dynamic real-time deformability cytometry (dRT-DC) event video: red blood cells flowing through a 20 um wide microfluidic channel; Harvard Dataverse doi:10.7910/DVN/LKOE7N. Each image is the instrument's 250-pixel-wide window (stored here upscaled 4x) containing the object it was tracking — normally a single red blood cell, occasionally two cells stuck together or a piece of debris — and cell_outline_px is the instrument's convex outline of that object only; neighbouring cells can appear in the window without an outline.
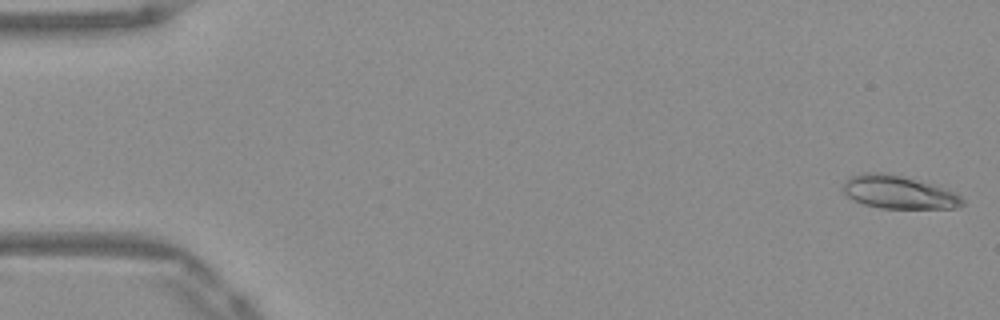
{"species": "Egyptian fruit bat (a non-hibernating species)", "species_latin": "Rousettus aegyptiacus", "temperature_condition": "warm", "stored_images_in_passage": 51, "camera_frame_rate_fps": 3000, "um_per_image_px": 0.085, "frame": {"image": 1, "passage_image": 1, "time_ms": 0.0, "image_size_px": [1000, 320], "cell_outline_px": [[964, 204], [956, 208], [880, 208], [864, 204], [848, 196], [840, 188], [848, 176], [864, 172], [888, 172], [928, 184], [952, 192], [960, 196], [964, 200]], "centroid_in_image_um": [76.29, 16.33], "position_along_channel_um": 8.7, "area_um2": 22.72}}
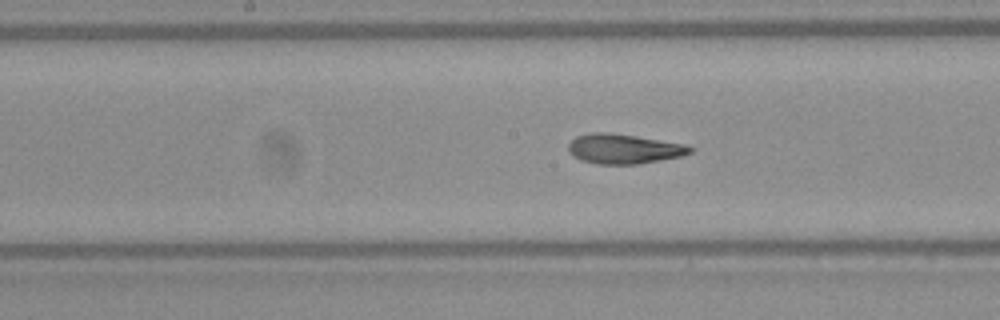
{"frame": {"image": 2, "passage_image": 26, "time_ms": 8.333, "image_size_px": [1000, 320], "cell_outline_px": [[696, 148], [692, 152], [680, 156], [660, 160], [636, 164], [596, 164], [580, 160], [572, 156], [568, 152], [568, 144], [576, 136], [588, 132], [608, 132], [636, 136], [684, 144]], "centroid_in_image_um": [52.98, 12.65], "position_along_channel_um": 195.2, "area_um2": 21.21}}
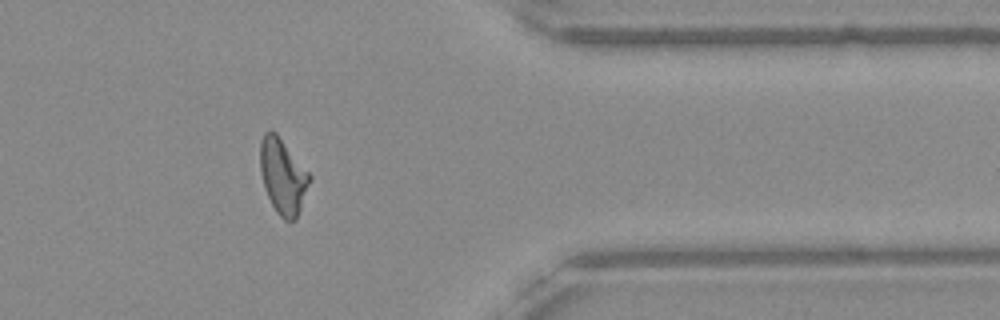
{"frame": {"image": 3, "passage_image": 42, "time_ms": 13.667, "image_size_px": [1000, 320], "cell_outline_px": [[312, 176], [296, 220], [284, 220], [276, 212], [264, 188], [260, 172], [260, 140], [264, 132], [272, 128], [276, 132]], "centroid_in_image_um": [24.02, 14.95], "position_along_channel_um": 387.4, "area_um2": 21.73}, "authors_computed_cell_mechanics": {"area_um2": 21.2704, "velocity_mm_per_s": 3.9307, "shape_relaxation_time_tau1_ms": 5.5926, "shape_relaxation_time_tau2_ms": 1.4877, "deformation_change_tau1": 0.2215, "deformation_change_tau2": 0.1017}}